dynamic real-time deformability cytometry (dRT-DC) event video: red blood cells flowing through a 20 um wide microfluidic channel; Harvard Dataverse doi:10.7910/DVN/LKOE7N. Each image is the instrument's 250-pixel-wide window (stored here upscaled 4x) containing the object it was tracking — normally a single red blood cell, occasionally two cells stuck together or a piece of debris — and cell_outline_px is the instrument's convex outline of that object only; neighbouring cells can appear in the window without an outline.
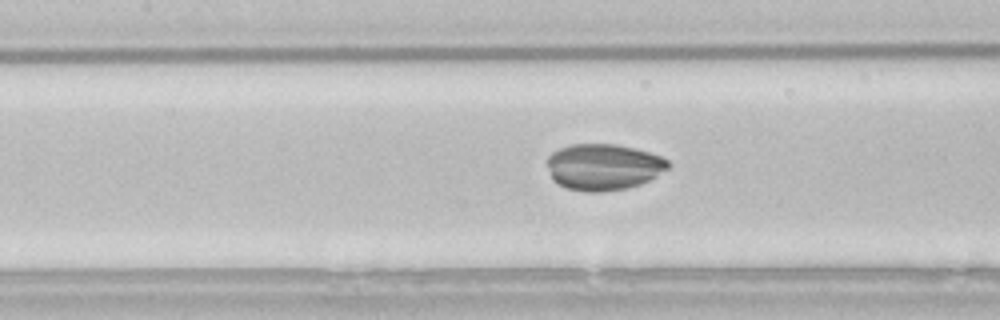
{"species": "common noctule bat (a hibernating species)", "species_latin": "Nyctalus noctula", "temperature_condition": "room temperature", "stored_images_in_passage": 50, "camera_frame_rate_fps": 3000, "um_per_image_px": 0.085, "animal": {"sex": "male", "body_mass_g": 21.5, "forearm_length_mm": 52.0}, "frame": {"image": 1, "passage_image": 21, "time_ms": 6.667, "image_size_px": [1000, 320], "cell_outline_px": [[672, 164], [668, 168], [656, 176], [640, 184], [628, 188], [600, 192], [584, 192], [564, 188], [556, 184], [552, 180], [548, 168], [548, 156], [552, 152], [560, 148], [572, 144], [612, 144], [632, 148], [648, 152], [660, 156], [668, 160]], "centroid_in_image_um": [51.27, 14.21], "position_along_channel_um": 156.1, "area_um2": 32.77}}
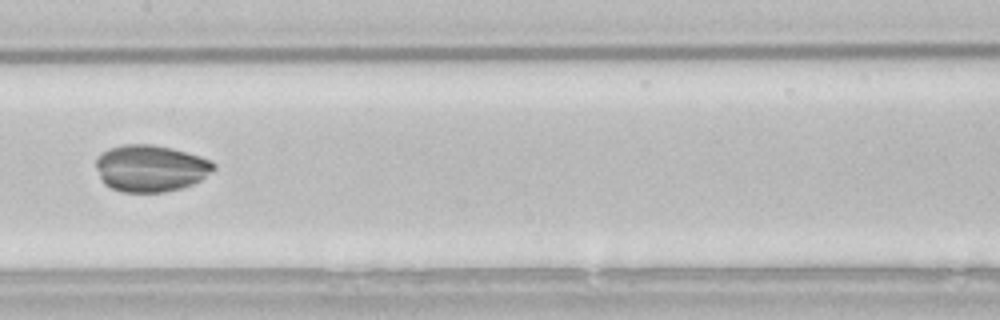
{"frame": {"image": 2, "passage_image": 24, "time_ms": 7.667, "image_size_px": [1000, 320], "cell_outline_px": [[216, 168], [200, 180], [192, 184], [180, 188], [164, 192], [120, 192], [104, 184], [100, 180], [96, 168], [96, 156], [108, 148], [124, 144], [152, 144], [172, 148], [200, 156], [212, 160]], "centroid_in_image_um": [12.77, 14.29], "position_along_channel_um": 194.6, "area_um2": 32.31}}
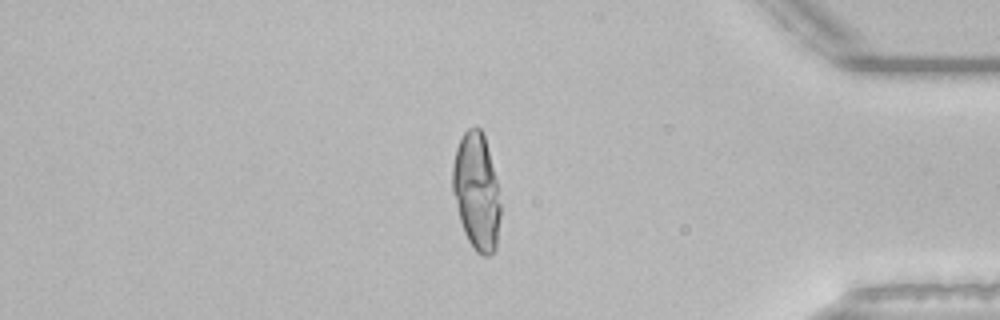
{"frame": {"image": 3, "passage_image": 42, "time_ms": 13.667, "image_size_px": [1000, 320], "cell_outline_px": [[500, 216], [496, 248], [488, 256], [484, 256], [476, 252], [468, 240], [464, 232], [460, 220], [452, 192], [452, 168], [456, 148], [464, 132], [468, 128], [480, 128], [484, 136], [496, 180], [500, 204]], "centroid_in_image_um": [40.49, 16.31], "position_along_channel_um": 394.7, "area_um2": 32.25}}